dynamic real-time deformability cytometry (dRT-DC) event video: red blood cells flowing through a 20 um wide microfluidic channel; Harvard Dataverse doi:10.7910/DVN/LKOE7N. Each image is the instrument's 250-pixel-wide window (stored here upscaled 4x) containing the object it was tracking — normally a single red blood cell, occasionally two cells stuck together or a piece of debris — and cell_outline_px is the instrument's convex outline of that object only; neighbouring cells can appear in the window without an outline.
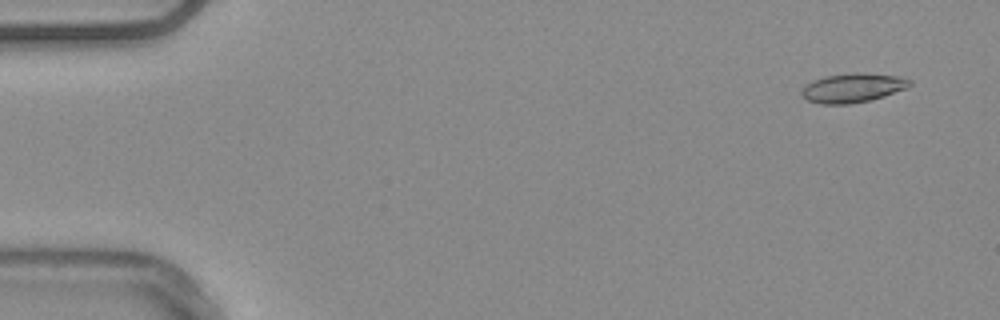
{"species": "common noctule bat (a hibernating species)", "species_latin": "Nyctalus noctula", "temperature_condition": "warm", "stored_images_in_passage": 55, "camera_frame_rate_fps": 3000, "um_per_image_px": 0.085, "animal": {"sex": "male", "body_mass_g": 20.4}, "frame": {"image": 1, "passage_image": 4, "time_ms": 1.0, "image_size_px": [1000, 320], "cell_outline_px": [[912, 84], [908, 88], [884, 96], [868, 100], [848, 104], [820, 104], [808, 100], [800, 92], [804, 84], [812, 80], [824, 76], [856, 72], [860, 72], [900, 76], [912, 80]], "centroid_in_image_um": [72.49, 7.45], "position_along_channel_um": 12.5, "area_um2": 18.55}}
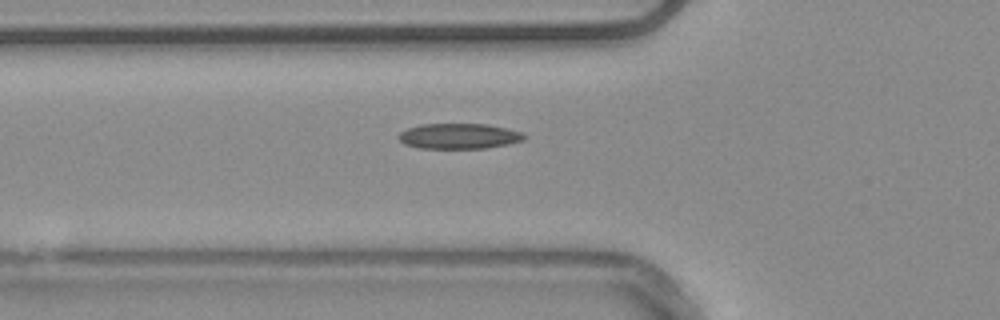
{"frame": {"image": 2, "passage_image": 20, "time_ms": 6.333, "image_size_px": [1000, 320], "cell_outline_px": [[528, 136], [524, 140], [508, 144], [484, 148], [420, 148], [404, 144], [396, 136], [400, 132], [408, 128], [420, 124], [488, 124], [508, 128], [524, 132]], "centroid_in_image_um": [39.05, 11.56], "position_along_channel_um": 86.8, "area_um2": 18.79}}
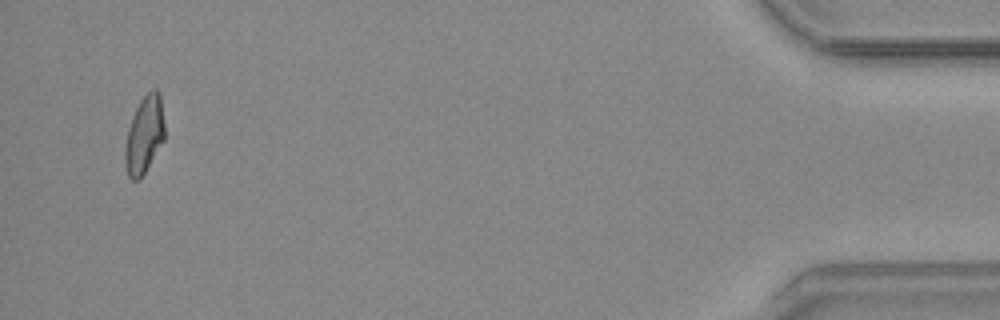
{"frame": {"image": 3, "passage_image": 53, "time_ms": 17.333, "image_size_px": [1000, 320], "cell_outline_px": [[164, 140], [140, 180], [132, 180], [128, 176], [124, 160], [124, 152], [128, 128], [132, 116], [140, 100], [152, 88], [156, 88], [160, 92], [164, 124]], "centroid_in_image_um": [12.26, 11.45], "position_along_channel_um": 422.9, "area_um2": 17.92}, "authors_computed_cell_mechanics": {"area_um2": 17.9758, "velocity_mm_per_s": 3.7807, "shape_relaxation_time_tau1_ms": 9.8676, "shape_relaxation_time_tau2_ms": 3.6308, "deformation_change_tau1": 0.1991, "deformation_change_tau2": 0.1113}}